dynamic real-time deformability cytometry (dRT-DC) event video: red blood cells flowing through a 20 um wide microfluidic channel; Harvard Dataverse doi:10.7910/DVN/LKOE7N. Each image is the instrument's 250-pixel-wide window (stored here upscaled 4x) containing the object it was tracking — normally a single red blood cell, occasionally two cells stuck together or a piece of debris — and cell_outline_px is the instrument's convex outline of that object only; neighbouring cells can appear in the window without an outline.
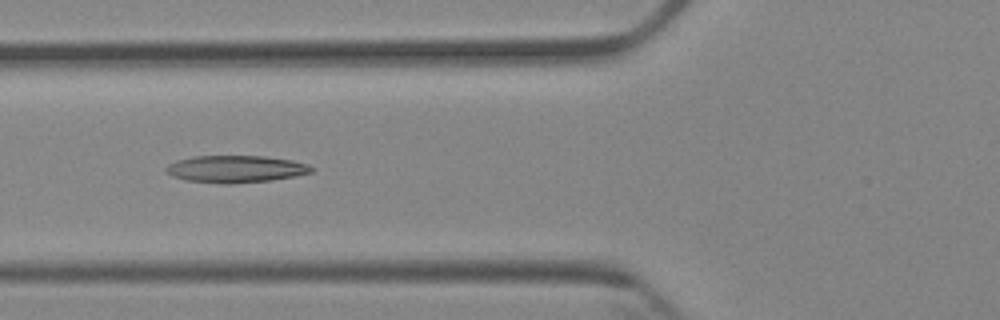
{"species": "Egyptian fruit bat (a non-hibernating species)", "species_latin": "Rousettus aegyptiacus", "temperature_condition": "cold", "stored_images_in_passage": 9, "camera_frame_rate_fps": 3000, "um_per_image_px": 0.085, "animal": {"sex": "female"}, "frame": {"image": 1, "passage_image": 6, "time_ms": 6.667, "image_size_px": [1000, 320], "cell_outline_px": [[316, 168], [312, 172], [296, 176], [272, 180], [232, 184], [224, 184], [184, 180], [172, 176], [164, 168], [168, 164], [176, 160], [192, 156], [264, 156], [292, 160], [308, 164]], "centroid_in_image_um": [20.04, 14.37], "position_along_channel_um": 105.8, "area_um2": 23.24}}
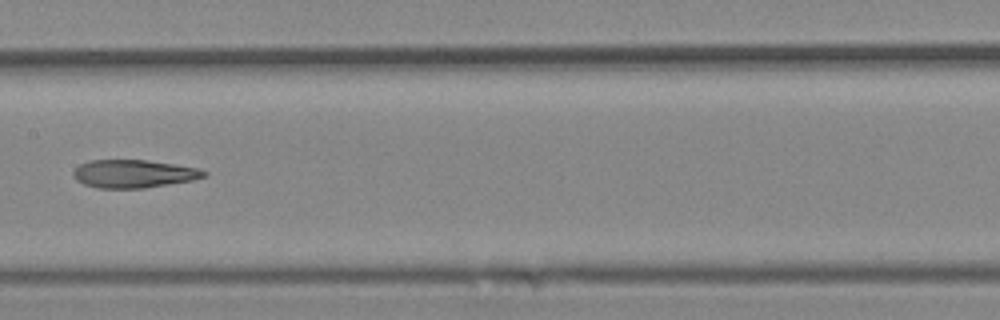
{"frame": {"image": 2, "passage_image": 8, "time_ms": 9.0, "image_size_px": [1000, 320], "cell_outline_px": [[208, 172], [204, 176], [192, 180], [144, 188], [100, 188], [84, 184], [76, 180], [72, 176], [72, 172], [80, 164], [88, 160], [148, 160], [196, 168]], "centroid_in_image_um": [11.3, 14.77], "position_along_channel_um": 196.1, "area_um2": 21.15}}
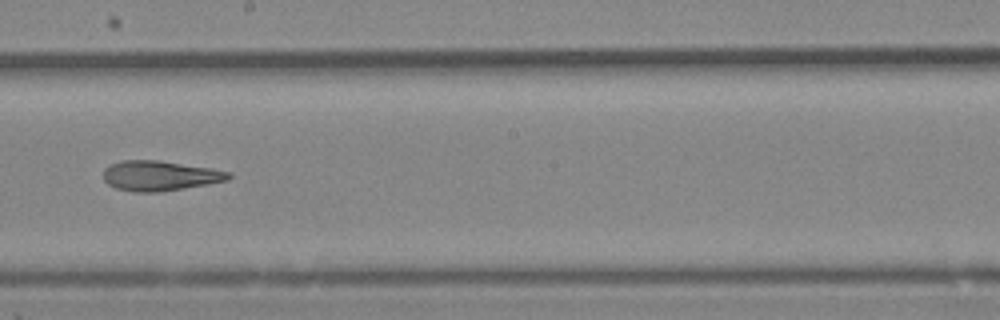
{"frame": {"image": 3, "passage_image": 9, "time_ms": 10.0, "image_size_px": [1000, 320], "cell_outline_px": [[232, 176], [228, 180], [208, 184], [160, 192], [132, 192], [116, 188], [108, 184], [104, 180], [104, 168], [108, 164], [120, 160], [160, 160], [208, 168], [228, 172]], "centroid_in_image_um": [13.53, 14.94], "position_along_channel_um": 234.7, "area_um2": 21.91}}